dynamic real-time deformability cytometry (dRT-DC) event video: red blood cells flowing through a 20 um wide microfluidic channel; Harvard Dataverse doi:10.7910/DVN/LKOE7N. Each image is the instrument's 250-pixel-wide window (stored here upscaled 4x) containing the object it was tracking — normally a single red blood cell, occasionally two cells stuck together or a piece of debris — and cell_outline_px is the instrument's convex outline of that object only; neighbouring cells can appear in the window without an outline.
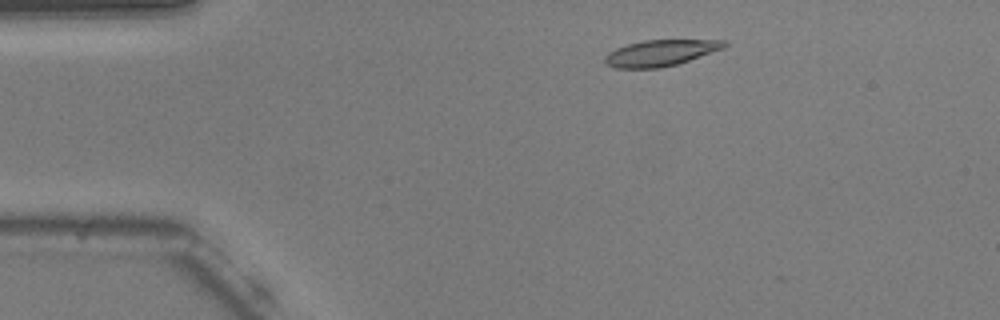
{"species": "common noctule bat (a hibernating species)", "species_latin": "Nyctalus noctula", "temperature_condition": "warm", "stored_images_in_passage": 11, "camera_frame_rate_fps": 3000, "um_per_image_px": 0.085, "animal": {"sex": "male", "body_mass_g": 20.5, "forearm_length_mm": 52.5}, "frame": {"image": 1, "passage_image": 5, "time_ms": 1.333, "image_size_px": [1000, 320], "cell_outline_px": [[728, 44], [724, 48], [676, 64], [660, 68], [616, 68], [608, 64], [604, 60], [604, 56], [608, 52], [616, 48], [628, 44], [644, 40], [728, 40]], "centroid_in_image_um": [56.14, 4.49], "position_along_channel_um": 28.9, "area_um2": 18.03}}